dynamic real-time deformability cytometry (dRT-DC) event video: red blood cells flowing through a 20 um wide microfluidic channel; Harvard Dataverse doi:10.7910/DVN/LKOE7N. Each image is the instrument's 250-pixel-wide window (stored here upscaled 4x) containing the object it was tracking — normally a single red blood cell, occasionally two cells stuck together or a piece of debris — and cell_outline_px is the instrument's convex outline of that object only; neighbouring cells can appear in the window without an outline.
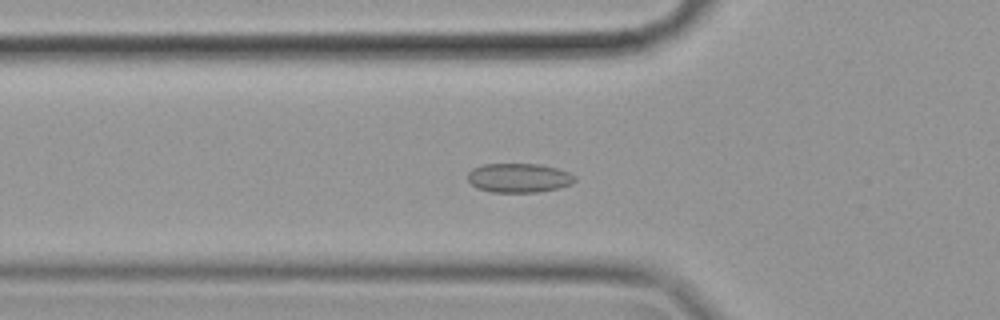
{"species": "common noctule bat (a hibernating species)", "species_latin": "Nyctalus noctula", "temperature_condition": "cold", "stored_images_in_passage": 57, "camera_frame_rate_fps": 3000, "um_per_image_px": 0.085, "animal": {"sex": "female", "body_mass_g": 19.9}, "frame": {"image": 1, "passage_image": 19, "time_ms": 6.0, "image_size_px": [1000, 320], "cell_outline_px": [[576, 180], [572, 184], [560, 188], [540, 192], [492, 192], [476, 188], [468, 180], [468, 172], [472, 168], [484, 164], [540, 164], [556, 168], [568, 172], [576, 176]], "centroid_in_image_um": [44.12, 15.12], "position_along_channel_um": 81.7, "area_um2": 18.38}}
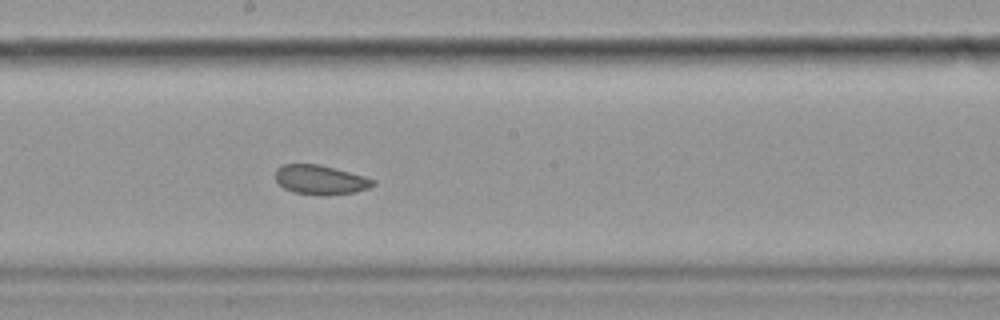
{"frame": {"image": 2, "passage_image": 31, "time_ms": 10.0, "image_size_px": [1000, 320], "cell_outline_px": [[376, 184], [368, 188], [356, 192], [328, 196], [324, 196], [292, 192], [284, 188], [276, 180], [276, 168], [284, 164], [316, 164], [364, 176], [376, 180]], "centroid_in_image_um": [27.24, 15.3], "position_along_channel_um": 221.0, "area_um2": 16.7}}
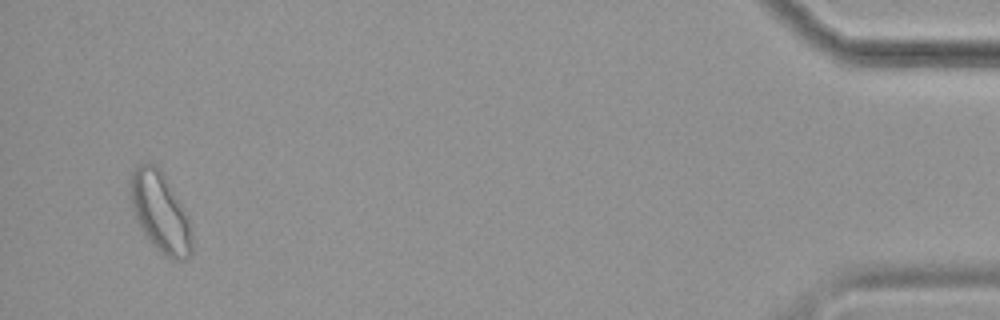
{"frame": {"image": 3, "passage_image": 55, "time_ms": 18.0, "image_size_px": [1000, 320], "cell_outline_px": [[192, 252], [188, 256], [180, 260], [172, 260], [164, 256], [144, 236], [140, 228], [132, 208], [128, 192], [128, 180], [136, 164], [148, 160], [156, 164], [164, 172], [184, 208], [188, 216], [192, 232]], "centroid_in_image_um": [13.58, 17.97], "position_along_channel_um": 421.6, "area_um2": 29.71}, "authors_computed_cell_mechanics": {"area_um2": 19.1896, "velocity_mm_per_s": 3.4843, "shape_relaxation_time_tau1_ms": null, "shape_relaxation_time_tau2_ms": 3.407, "deformation_change_tau1": null, "deformation_change_tau2": 0.0552}}